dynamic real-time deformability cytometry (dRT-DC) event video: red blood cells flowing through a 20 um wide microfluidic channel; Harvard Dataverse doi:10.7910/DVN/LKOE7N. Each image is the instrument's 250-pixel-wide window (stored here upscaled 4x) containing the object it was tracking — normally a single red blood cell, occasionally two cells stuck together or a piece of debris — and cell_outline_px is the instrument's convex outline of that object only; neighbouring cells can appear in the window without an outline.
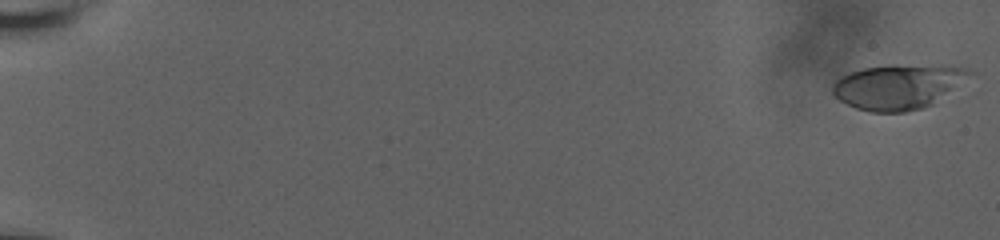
{"species": "human", "species_latin": "Homo sapiens", "temperature_condition": "room temperature", "stored_images_in_passage": 25, "camera_frame_rate_fps": 3000, "um_per_image_px": 0.085, "donor": {"sex": "male"}, "frame": {"image": 1, "passage_image": 1, "time_ms": 0.0, "image_size_px": [1000, 240], "cell_outline_px": [[976, 72], [932, 104], [920, 108], [904, 112], [872, 112], [856, 108], [840, 100], [832, 92], [832, 84], [840, 76], [864, 68], [892, 64], [944, 64], [968, 68]], "centroid_in_image_um": [76.37, 7.32], "position_along_channel_um": 8.6, "area_um2": 36.07}}
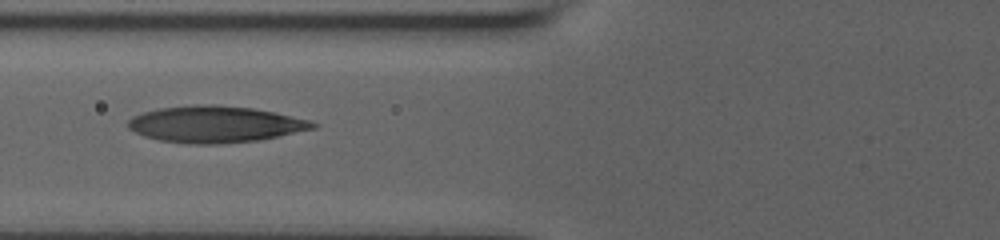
{"frame": {"image": 2, "passage_image": 22, "time_ms": 8.667, "image_size_px": [1000, 240], "cell_outline_px": [[320, 124], [316, 128], [260, 140], [216, 144], [188, 144], [160, 140], [144, 136], [128, 128], [128, 120], [132, 116], [144, 112], [160, 108], [196, 104], [216, 104], [252, 108], [276, 112], [312, 120]], "centroid_in_image_um": [18.33, 10.56], "position_along_channel_um": 107.5, "area_um2": 39.59}}
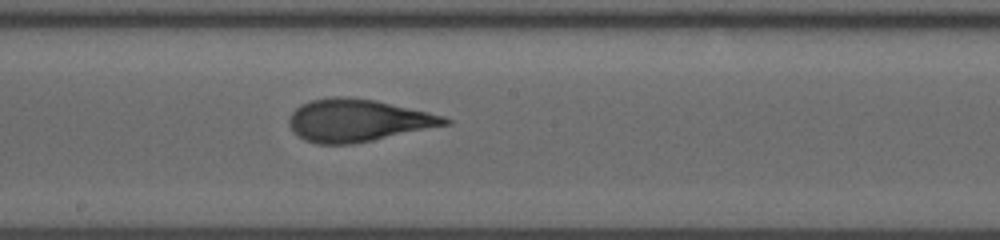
{"frame": {"image": 3, "passage_image": 25, "time_ms": 11.667, "image_size_px": [1000, 240], "cell_outline_px": [[452, 124], [352, 144], [316, 144], [304, 140], [292, 132], [288, 124], [288, 116], [300, 104], [312, 100], [332, 96], [348, 96], [376, 100], [428, 112], [444, 116], [452, 120]], "centroid_in_image_um": [30.38, 10.23], "position_along_channel_um": 217.8, "area_um2": 38.78}}